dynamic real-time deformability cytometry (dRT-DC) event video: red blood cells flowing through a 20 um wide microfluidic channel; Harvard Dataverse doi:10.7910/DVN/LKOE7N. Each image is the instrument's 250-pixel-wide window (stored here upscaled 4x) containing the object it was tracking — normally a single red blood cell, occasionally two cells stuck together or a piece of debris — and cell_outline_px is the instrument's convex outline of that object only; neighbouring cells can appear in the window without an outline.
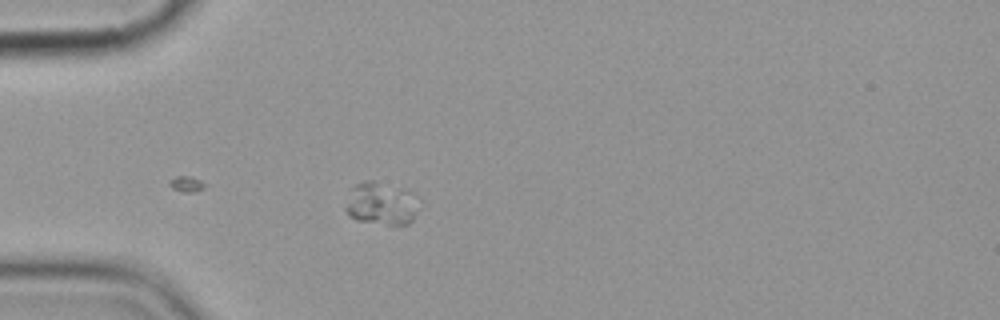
{"species": "common noctule bat (a hibernating species)", "species_latin": "Nyctalus noctula", "temperature_condition": "cold", "stored_images_in_passage": 4, "camera_frame_rate_fps": 3000, "um_per_image_px": 0.085, "animal": {"sex": "female", "body_mass_g": 19.9}, "frame": {"image": 1, "passage_image": 4, "time_ms": 3.333, "image_size_px": [1000, 320], "cell_outline_px": [[420, 208], [412, 220], [408, 224], [388, 224], [356, 220], [348, 216], [344, 208], [348, 188], [364, 180], [372, 180], [412, 192], [416, 196]], "centroid_in_image_um": [32.36, 17.29], "position_along_channel_um": 52.6, "area_um2": 18.61}}